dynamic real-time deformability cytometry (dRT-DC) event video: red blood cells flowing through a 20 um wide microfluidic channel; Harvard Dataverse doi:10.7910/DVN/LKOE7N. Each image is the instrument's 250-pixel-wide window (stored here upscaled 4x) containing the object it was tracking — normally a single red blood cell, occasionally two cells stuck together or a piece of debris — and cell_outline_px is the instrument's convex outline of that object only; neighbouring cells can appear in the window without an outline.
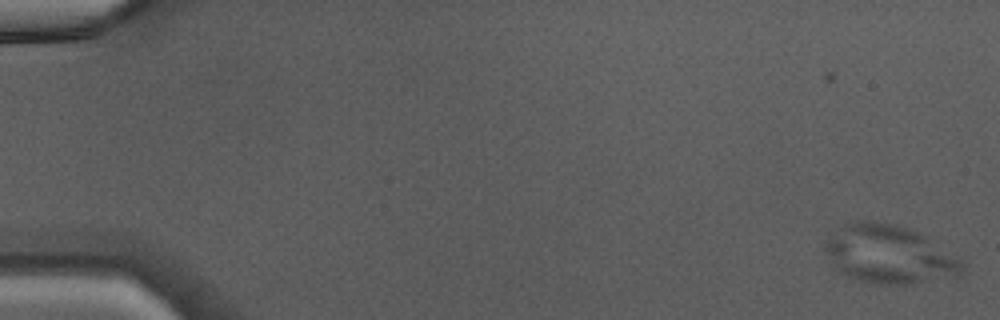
{"species": "Egyptian fruit bat (a non-hibernating species)", "species_latin": "Rousettus aegyptiacus", "temperature_condition": "warm", "stored_images_in_passage": 46, "camera_frame_rate_fps": 3000, "um_per_image_px": 0.085, "animal": {"sex": "male"}, "frame": {"image": 1, "passage_image": 1, "time_ms": 0.0, "image_size_px": [1000, 320], "cell_outline_px": [[964, 268], [960, 272], [908, 284], [880, 284], [860, 280], [848, 276], [840, 272], [824, 252], [824, 244], [844, 224], [852, 220], [864, 220], [896, 224], [908, 228], [928, 236], [960, 260], [964, 264]], "centroid_in_image_um": [75.52, 21.58], "position_along_channel_um": 9.5, "area_um2": 45.6}}
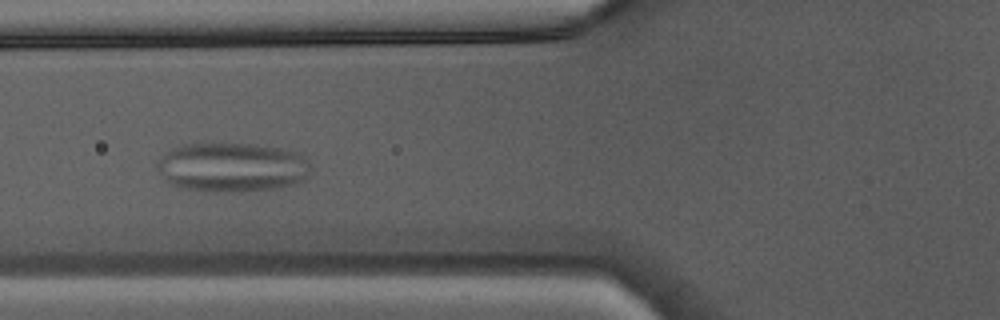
{"frame": {"image": 2, "passage_image": 19, "time_ms": 6.0, "image_size_px": [1000, 320], "cell_outline_px": [[308, 172], [304, 180], [272, 188], [228, 192], [212, 192], [184, 188], [168, 184], [156, 168], [156, 164], [172, 148], [184, 144], [252, 144], [280, 148], [300, 152], [308, 160]], "centroid_in_image_um": [19.69, 14.21], "position_along_channel_um": 106.1, "area_um2": 43.75}}